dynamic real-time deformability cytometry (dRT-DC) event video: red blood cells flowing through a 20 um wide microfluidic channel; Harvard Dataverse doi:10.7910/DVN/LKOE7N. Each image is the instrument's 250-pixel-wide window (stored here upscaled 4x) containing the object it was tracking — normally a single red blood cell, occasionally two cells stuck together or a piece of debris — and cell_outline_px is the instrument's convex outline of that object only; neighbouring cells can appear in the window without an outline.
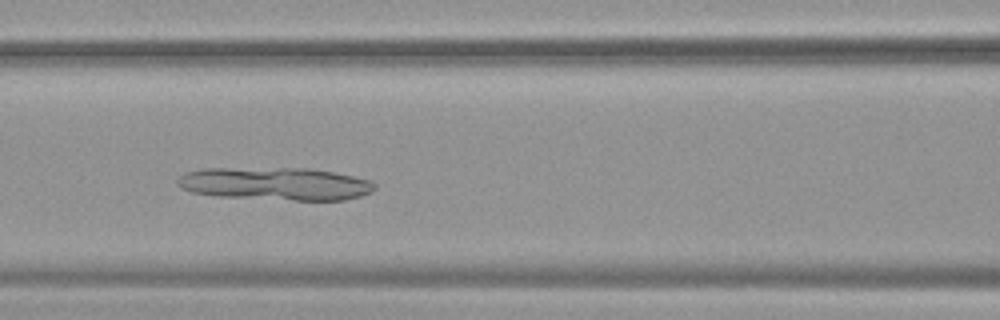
{"species": "common noctule bat (a hibernating species)", "species_latin": "Nyctalus noctula", "temperature_condition": "warm", "stored_images_in_passage": 50, "camera_frame_rate_fps": 3000, "um_per_image_px": 0.085, "animal": {"sex": "female", "body_mass_g": 19.9}, "frame": {"image": 1, "passage_image": 20, "time_ms": 6.333, "image_size_px": [1000, 320], "cell_outline_px": [[376, 188], [372, 192], [360, 196], [344, 200], [292, 200], [216, 196], [192, 192], [180, 188], [176, 184], [176, 180], [180, 176], [188, 172], [204, 168], [312, 168], [352, 176], [368, 180], [376, 184]], "centroid_in_image_um": [23.39, 15.62], "position_along_channel_um": 143.2, "area_um2": 37.8}}
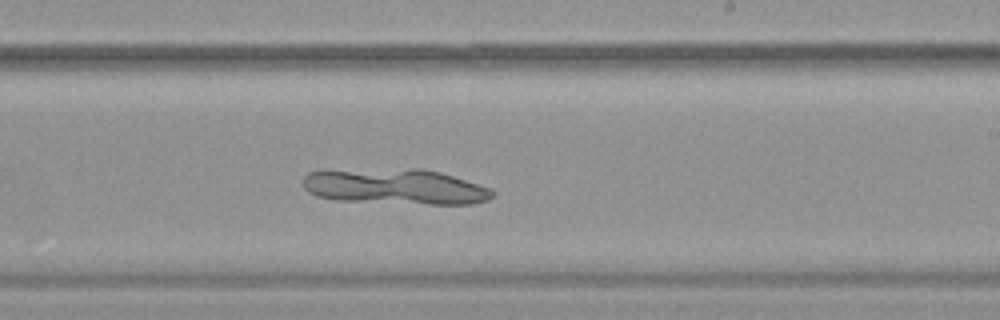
{"frame": {"image": 2, "passage_image": 29, "time_ms": 9.333, "image_size_px": [1000, 320], "cell_outline_px": [[496, 192], [488, 200], [472, 204], [428, 204], [336, 200], [316, 196], [308, 192], [304, 188], [304, 176], [308, 172], [412, 168], [424, 168], [440, 172], [492, 188]], "centroid_in_image_um": [33.67, 15.87], "position_along_channel_um": 255.3, "area_um2": 39.02}}
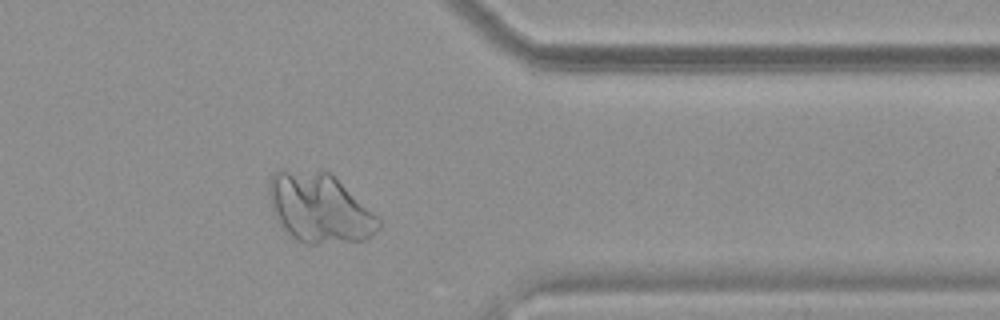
{"frame": {"image": 3, "passage_image": 40, "time_ms": 13.0, "image_size_px": [1000, 320], "cell_outline_px": [[380, 228], [372, 236], [364, 240], [316, 244], [304, 244], [296, 240], [284, 232], [276, 220], [268, 200], [268, 180], [280, 168], [284, 168], [332, 172], [380, 220]], "centroid_in_image_um": [27.09, 17.67], "position_along_channel_um": 384.3, "area_um2": 45.03}}